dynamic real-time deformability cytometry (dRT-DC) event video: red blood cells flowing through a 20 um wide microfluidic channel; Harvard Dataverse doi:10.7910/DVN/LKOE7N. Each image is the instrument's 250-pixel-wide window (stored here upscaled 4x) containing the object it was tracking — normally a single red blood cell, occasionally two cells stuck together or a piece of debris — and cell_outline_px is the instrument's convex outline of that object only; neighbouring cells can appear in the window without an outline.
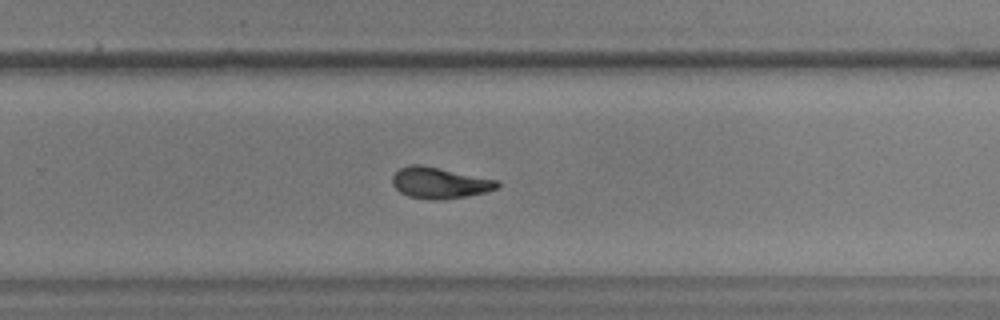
{"species": "common noctule bat (a hibernating species)", "species_latin": "Nyctalus noctula", "temperature_condition": "warm", "stored_images_in_passage": 41, "camera_frame_rate_fps": 3000, "um_per_image_px": 0.085, "animal": {"sex": "male", "body_mass_g": 17.9, "forearm_length_mm": 54.2}, "frame": {"image": 1, "passage_image": 24, "time_ms": 7.667, "image_size_px": [1000, 320], "cell_outline_px": [[500, 184], [496, 188], [484, 192], [464, 196], [440, 200], [428, 200], [408, 196], [400, 192], [392, 184], [392, 176], [400, 168], [412, 164], [420, 164], [500, 180]], "centroid_in_image_um": [37.35, 15.54], "position_along_channel_um": 292.4, "area_um2": 19.02}}